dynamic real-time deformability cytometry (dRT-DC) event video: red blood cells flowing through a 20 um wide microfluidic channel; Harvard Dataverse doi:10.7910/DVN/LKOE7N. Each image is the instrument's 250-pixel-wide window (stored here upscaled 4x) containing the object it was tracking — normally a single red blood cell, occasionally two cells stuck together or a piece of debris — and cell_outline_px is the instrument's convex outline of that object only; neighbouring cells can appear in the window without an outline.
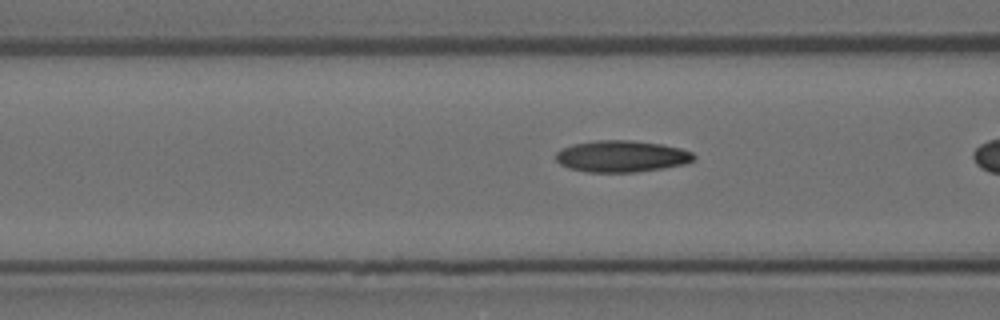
{"species": "Egyptian fruit bat (a non-hibernating species)", "species_latin": "Rousettus aegyptiacus", "temperature_condition": "room temperature", "stored_images_in_passage": 9, "camera_frame_rate_fps": 3000, "um_per_image_px": 0.085, "animal": {"sex": "female"}, "frame": {"image": 1, "passage_image": 7, "time_ms": 2.0, "image_size_px": [1000, 320], "cell_outline_px": [[696, 156], [692, 160], [684, 164], [664, 168], [636, 172], [588, 172], [568, 168], [560, 164], [556, 160], [556, 152], [560, 148], [572, 144], [596, 140], [632, 140], [664, 144], [680, 148], [692, 152]], "centroid_in_image_um": [52.81, 13.28], "position_along_channel_um": 113.8, "area_um2": 25.61}}